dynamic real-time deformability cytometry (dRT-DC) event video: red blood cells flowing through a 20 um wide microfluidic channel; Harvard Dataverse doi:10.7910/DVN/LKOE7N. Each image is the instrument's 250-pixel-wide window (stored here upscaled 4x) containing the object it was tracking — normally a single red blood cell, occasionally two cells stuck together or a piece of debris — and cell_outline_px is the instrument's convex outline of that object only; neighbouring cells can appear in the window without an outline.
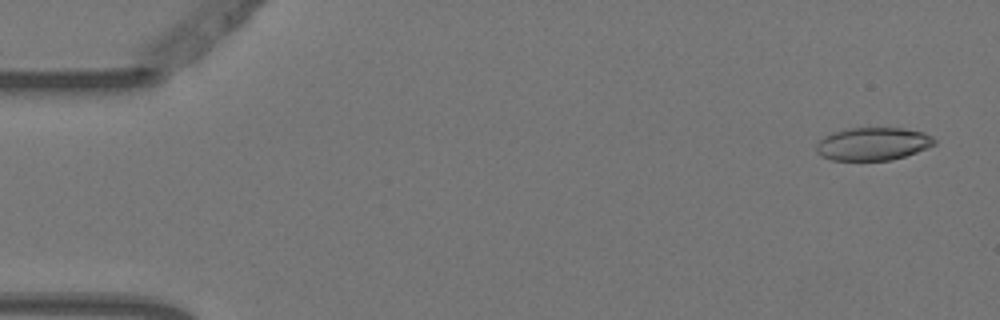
{"species": "Egyptian fruit bat (a non-hibernating species)", "species_latin": "Rousettus aegyptiacus", "temperature_condition": "warm", "stored_images_in_passage": 4, "camera_frame_rate_fps": 3000, "um_per_image_px": 0.085, "animal": {"sex": "female"}, "frame": {"image": 1, "passage_image": 1, "time_ms": 0.0, "image_size_px": [1000, 320], "cell_outline_px": [[936, 144], [928, 148], [892, 160], [832, 160], [820, 156], [816, 152], [816, 144], [824, 136], [832, 132], [848, 128], [904, 128], [924, 132], [932, 136], [936, 140]], "centroid_in_image_um": [74.2, 12.22], "position_along_channel_um": 10.8, "area_um2": 22.83}}